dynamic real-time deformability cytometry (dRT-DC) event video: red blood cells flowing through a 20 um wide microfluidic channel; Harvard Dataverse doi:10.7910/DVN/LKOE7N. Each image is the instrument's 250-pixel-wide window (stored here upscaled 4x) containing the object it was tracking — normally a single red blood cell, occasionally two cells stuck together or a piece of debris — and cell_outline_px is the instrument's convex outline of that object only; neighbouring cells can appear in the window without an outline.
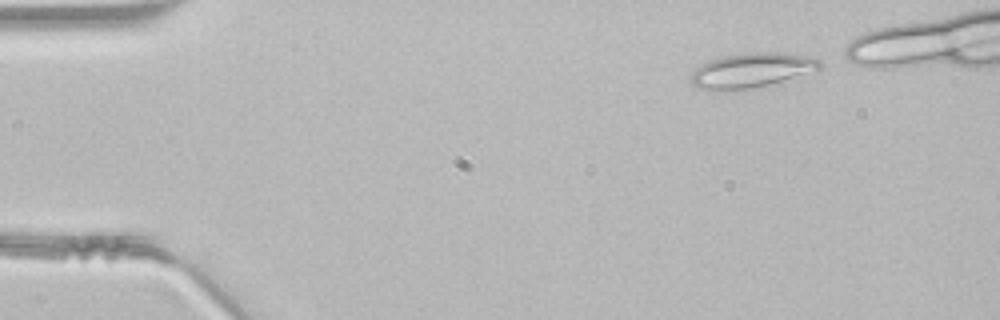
{"species": "common noctule bat (a hibernating species)", "species_latin": "Nyctalus noctula", "temperature_condition": "room temperature", "stored_images_in_passage": 34, "camera_frame_rate_fps": 3000, "um_per_image_px": 0.085, "animal": {"sex": "male", "body_mass_g": 21.5, "forearm_length_mm": 52.0}, "frame": {"image": 1, "passage_image": 1, "time_ms": 0.0, "image_size_px": [1000, 320], "cell_outline_px": [[820, 68], [768, 84], [752, 88], [716, 92], [712, 92], [696, 88], [692, 84], [692, 72], [700, 64], [708, 60], [720, 56], [752, 52], [784, 52], [820, 60]], "centroid_in_image_um": [63.73, 5.98], "position_along_channel_um": 21.3, "area_um2": 25.84}}
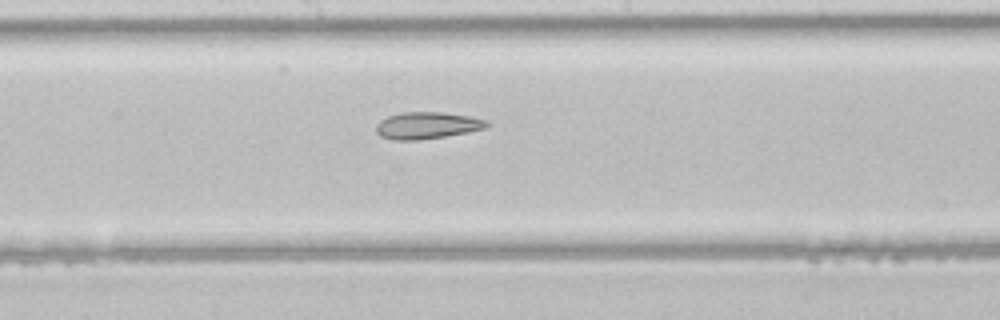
{"frame": {"image": 2, "passage_image": 20, "time_ms": 6.333, "image_size_px": [1000, 320], "cell_outline_px": [[488, 128], [468, 132], [444, 136], [416, 140], [392, 140], [380, 136], [376, 132], [376, 124], [380, 120], [388, 116], [404, 112], [444, 112], [472, 116], [488, 120]], "centroid_in_image_um": [36.32, 10.65], "position_along_channel_um": 211.9, "area_um2": 17.46}}
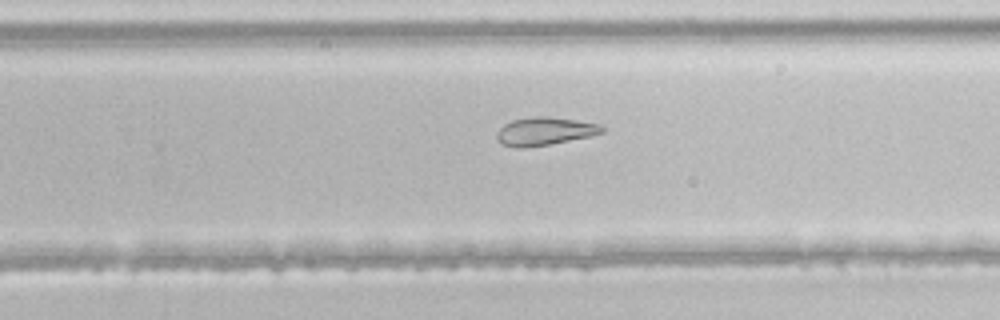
{"frame": {"image": 3, "passage_image": 25, "time_ms": 8.0, "image_size_px": [1000, 320], "cell_outline_px": [[604, 132], [592, 136], [548, 144], [524, 148], [516, 148], [500, 144], [496, 140], [496, 132], [504, 124], [512, 120], [532, 116], [548, 116], [576, 120], [600, 124], [604, 128]], "centroid_in_image_um": [46.26, 11.16], "position_along_channel_um": 283.5, "area_um2": 17.4}}